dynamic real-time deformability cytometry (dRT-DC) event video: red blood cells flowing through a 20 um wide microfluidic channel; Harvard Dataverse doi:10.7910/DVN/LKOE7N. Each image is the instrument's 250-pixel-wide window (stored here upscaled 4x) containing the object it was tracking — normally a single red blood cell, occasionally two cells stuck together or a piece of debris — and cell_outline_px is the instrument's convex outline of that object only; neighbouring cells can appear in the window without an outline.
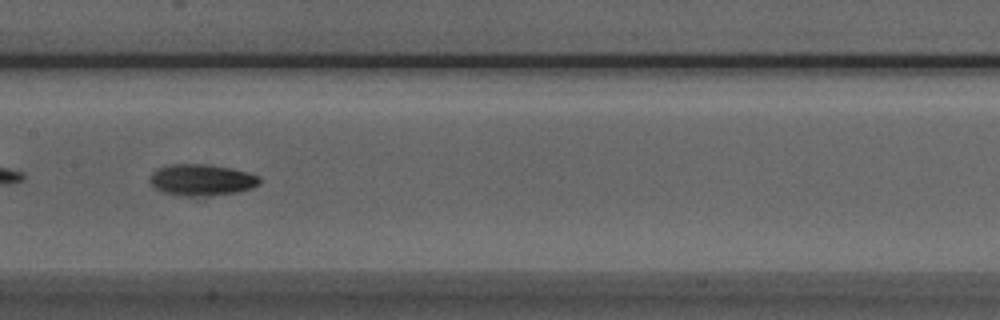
{"species": "Egyptian fruit bat (a non-hibernating species)", "species_latin": "Rousettus aegyptiacus", "temperature_condition": "room temperature", "stored_images_in_passage": 37, "camera_frame_rate_fps": 3000, "um_per_image_px": 0.085, "animal": {"sex": "male"}, "frame": {"image": 1, "passage_image": 11, "time_ms": 3.333, "image_size_px": [1000, 320], "cell_outline_px": [[260, 184], [252, 188], [240, 192], [192, 196], [184, 196], [164, 192], [156, 188], [148, 180], [148, 176], [156, 168], [172, 164], [208, 164], [232, 168], [248, 172], [260, 176]], "centroid_in_image_um": [17.14, 15.27], "position_along_channel_um": 190.3, "area_um2": 20.17}}
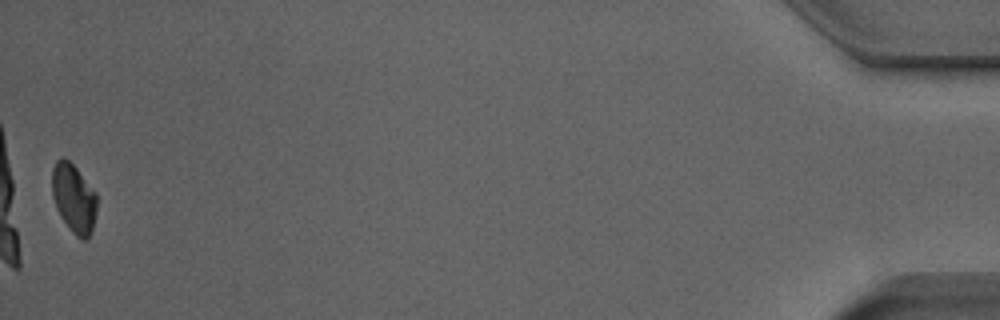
{"frame": {"image": 2, "passage_image": 37, "time_ms": 12.0, "image_size_px": [1000, 320], "cell_outline_px": [[96, 212], [92, 232], [84, 240], [76, 236], [72, 232], [60, 216], [56, 208], [52, 196], [52, 168], [56, 160], [64, 156], [76, 168], [96, 192]], "centroid_in_image_um": [6.26, 16.84], "position_along_channel_um": 428.9, "area_um2": 18.03}, "authors_computed_cell_mechanics": {"area_um2": 18.8428, "velocity_mm_per_s": 3.9271, "shape_relaxation_time_tau1_ms": 6.643, "shape_relaxation_time_tau2_ms": 3.2633, "deformation_change_tau1": 0.1552, "deformation_change_tau2": 0.0679}}